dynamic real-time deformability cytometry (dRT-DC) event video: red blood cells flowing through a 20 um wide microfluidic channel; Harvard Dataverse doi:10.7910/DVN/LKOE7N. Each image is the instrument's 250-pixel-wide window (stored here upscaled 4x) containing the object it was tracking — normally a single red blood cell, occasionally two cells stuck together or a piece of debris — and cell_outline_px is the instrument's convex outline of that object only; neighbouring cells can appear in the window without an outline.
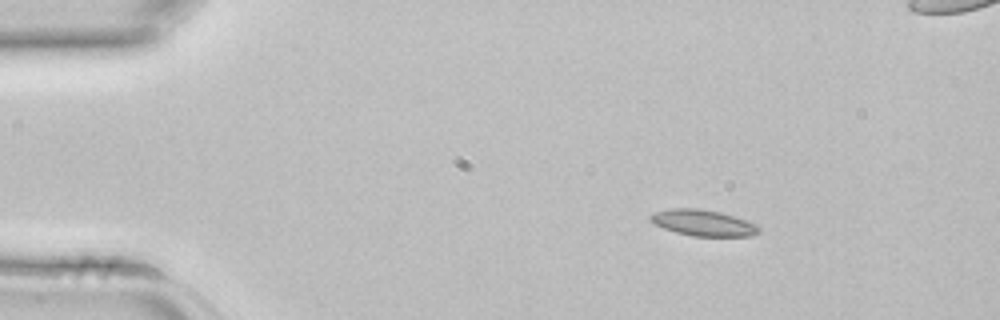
{"species": "common noctule bat (a hibernating species)", "species_latin": "Nyctalus noctula", "temperature_condition": "room temperature", "stored_images_in_passage": 3, "camera_frame_rate_fps": 3000, "um_per_image_px": 0.085, "animal": {"sex": "female", "body_mass_g": 22.7, "forearm_length_mm": 54.2}, "frame": {"image": 1, "passage_image": 1, "time_ms": 0.0, "image_size_px": [1000, 320], "cell_outline_px": [[760, 232], [752, 236], [692, 236], [676, 232], [664, 228], [648, 220], [648, 216], [656, 212], [668, 208], [700, 208], [720, 212], [756, 224], [760, 228]], "centroid_in_image_um": [59.75, 18.94], "position_along_channel_um": 25.3, "area_um2": 16.47}}